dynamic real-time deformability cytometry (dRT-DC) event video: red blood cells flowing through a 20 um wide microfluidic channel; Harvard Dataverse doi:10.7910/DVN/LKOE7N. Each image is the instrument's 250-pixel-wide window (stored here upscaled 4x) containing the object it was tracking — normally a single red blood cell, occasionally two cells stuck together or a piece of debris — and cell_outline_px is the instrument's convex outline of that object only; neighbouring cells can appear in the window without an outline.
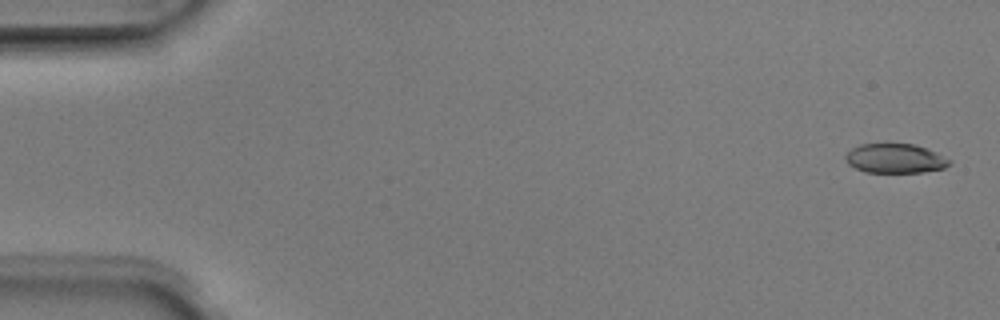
{"species": "Egyptian fruit bat (a non-hibernating species)", "species_latin": "Rousettus aegyptiacus", "temperature_condition": "room temperature", "stored_images_in_passage": 3, "camera_frame_rate_fps": 3000, "um_per_image_px": 0.085, "animal": {"sex": "male"}, "frame": {"image": 1, "passage_image": 1, "time_ms": 0.0, "image_size_px": [1000, 320], "cell_outline_px": [[952, 160], [944, 168], [924, 172], [864, 172], [848, 164], [844, 160], [844, 156], [852, 148], [860, 144], [916, 144], [928, 148]], "centroid_in_image_um": [76.08, 13.46], "position_along_channel_um": 8.9, "area_um2": 17.86}}